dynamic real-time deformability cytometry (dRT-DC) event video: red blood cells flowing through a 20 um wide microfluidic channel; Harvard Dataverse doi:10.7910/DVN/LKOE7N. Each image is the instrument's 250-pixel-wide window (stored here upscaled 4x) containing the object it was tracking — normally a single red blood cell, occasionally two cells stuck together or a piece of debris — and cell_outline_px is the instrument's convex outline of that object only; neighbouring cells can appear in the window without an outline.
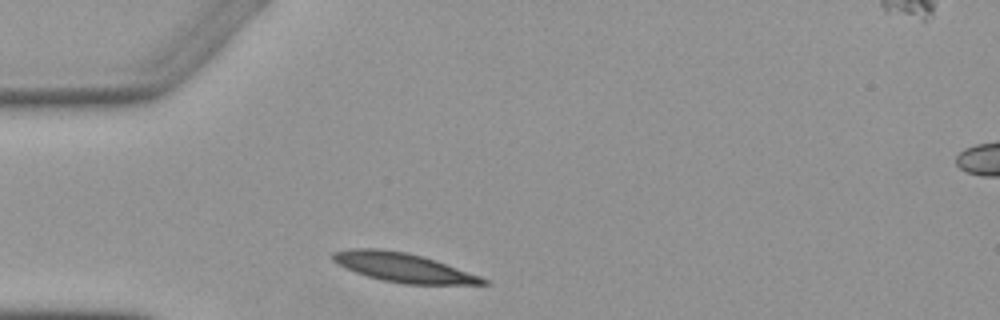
{"species": "Egyptian fruit bat (a non-hibernating species)", "species_latin": "Rousettus aegyptiacus", "temperature_condition": "warm", "stored_images_in_passage": 2, "camera_frame_rate_fps": 3000, "um_per_image_px": 0.085, "animal": {"sex": "female"}, "frame": {"image": 1, "passage_image": 1, "time_ms": 0.0, "image_size_px": [1000, 320], "cell_outline_px": [[488, 284], [404, 284], [380, 280], [356, 272], [332, 260], [332, 252], [352, 248], [380, 248], [408, 252], [424, 256], [436, 260], [480, 276], [488, 280]], "centroid_in_image_um": [34.28, 22.72], "position_along_channel_um": 50.7, "area_um2": 25.37}}